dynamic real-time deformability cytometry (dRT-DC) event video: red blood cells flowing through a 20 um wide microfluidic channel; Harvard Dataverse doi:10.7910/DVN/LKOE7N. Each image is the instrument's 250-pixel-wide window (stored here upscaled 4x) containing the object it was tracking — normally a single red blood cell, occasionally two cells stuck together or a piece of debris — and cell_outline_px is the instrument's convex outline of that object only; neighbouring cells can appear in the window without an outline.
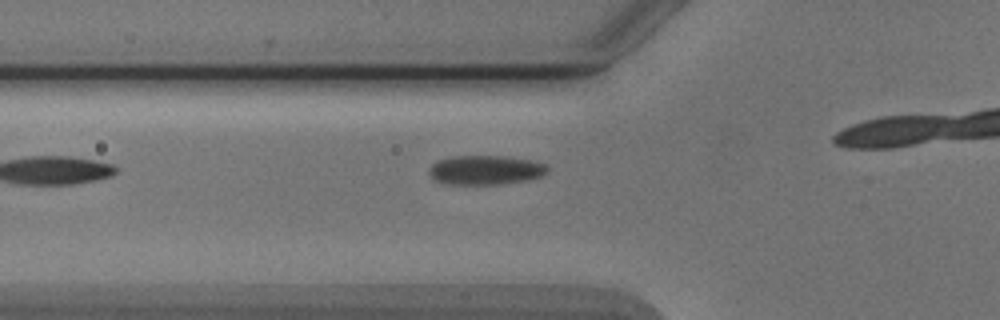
{"species": "Egyptian fruit bat (a non-hibernating species)", "species_latin": "Rousettus aegyptiacus", "temperature_condition": "cold", "stored_images_in_passage": 4, "camera_frame_rate_fps": 3000, "um_per_image_px": 0.085, "animal": {"sex": "male"}, "frame": {"image": 1, "passage_image": 3, "time_ms": 3.333, "image_size_px": [1000, 320], "cell_outline_px": [[548, 172], [540, 176], [524, 180], [500, 184], [448, 184], [436, 180], [428, 172], [428, 168], [436, 160], [452, 156], [504, 156], [528, 160], [544, 164], [548, 168]], "centroid_in_image_um": [41.21, 14.44], "position_along_channel_um": 84.6, "area_um2": 20.0}}